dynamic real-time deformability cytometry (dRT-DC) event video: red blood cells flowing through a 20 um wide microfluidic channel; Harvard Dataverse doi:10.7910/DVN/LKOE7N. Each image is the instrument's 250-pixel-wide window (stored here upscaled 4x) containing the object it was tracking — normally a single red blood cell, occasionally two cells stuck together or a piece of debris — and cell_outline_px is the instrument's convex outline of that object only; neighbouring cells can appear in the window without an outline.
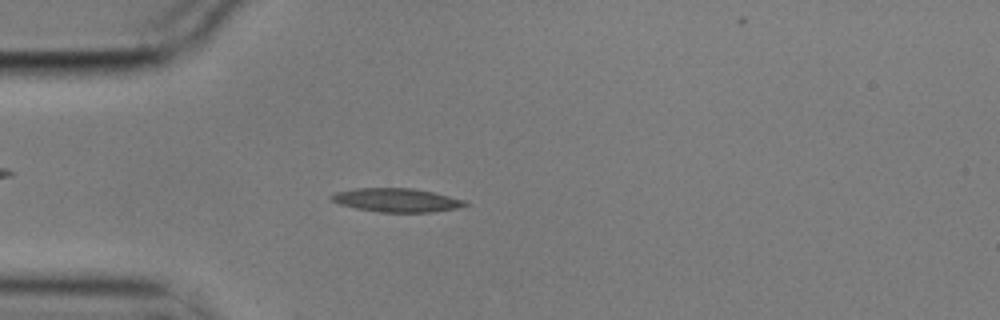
{"species": "common noctule bat (a hibernating species)", "species_latin": "Nyctalus noctula", "temperature_condition": "cold", "stored_images_in_passage": 5, "camera_frame_rate_fps": 3000, "um_per_image_px": 0.085, "animal": {"sex": "male", "body_mass_g": 17.9}, "frame": {"image": 1, "passage_image": 5, "time_ms": 1.333, "image_size_px": [1000, 320], "cell_outline_px": [[468, 204], [456, 208], [432, 212], [376, 212], [356, 208], [340, 204], [332, 200], [328, 196], [336, 192], [356, 188], [412, 188], [432, 192], [464, 200]], "centroid_in_image_um": [33.66, 17.01], "position_along_channel_um": 51.3, "area_um2": 18.26}}